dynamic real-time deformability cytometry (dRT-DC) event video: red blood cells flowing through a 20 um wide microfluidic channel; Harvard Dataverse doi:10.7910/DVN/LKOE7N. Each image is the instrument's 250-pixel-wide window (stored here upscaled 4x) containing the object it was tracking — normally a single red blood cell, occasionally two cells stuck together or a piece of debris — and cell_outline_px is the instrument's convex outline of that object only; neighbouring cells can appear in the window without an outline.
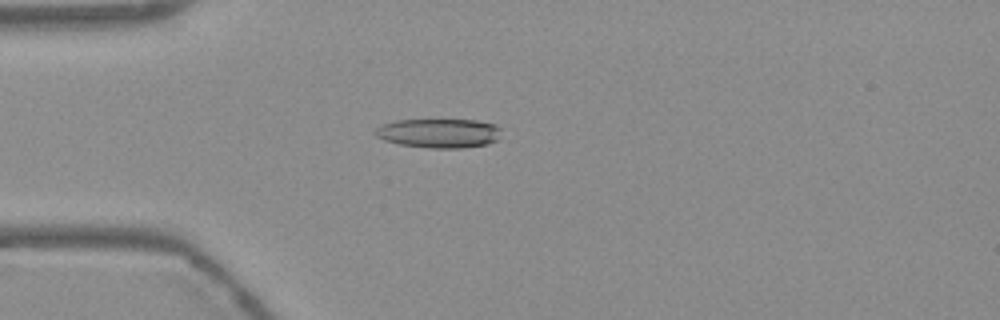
{"species": "Egyptian fruit bat (a non-hibernating species)", "species_latin": "Rousettus aegyptiacus", "temperature_condition": "warm", "stored_images_in_passage": 54, "camera_frame_rate_fps": 3000, "um_per_image_px": 0.085, "frame": {"image": 1, "passage_image": 15, "time_ms": 4.667, "image_size_px": [1000, 320], "cell_outline_px": [[500, 128], [496, 140], [488, 144], [464, 148], [432, 148], [400, 144], [384, 140], [376, 136], [372, 132], [380, 124], [396, 120], [476, 120], [496, 124]], "centroid_in_image_um": [37.27, 11.31], "position_along_channel_um": 47.7, "area_um2": 21.5}}
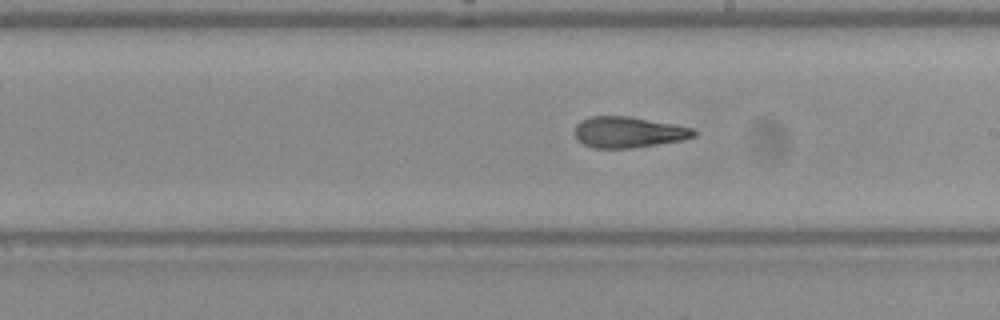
{"frame": {"image": 2, "passage_image": 31, "time_ms": 10.0, "image_size_px": [1000, 320], "cell_outline_px": [[696, 136], [680, 140], [632, 148], [592, 148], [584, 144], [576, 136], [576, 124], [580, 120], [592, 116], [628, 116], [696, 128]], "centroid_in_image_um": [53.43, 11.23], "position_along_channel_um": 235.6, "area_um2": 21.33}}
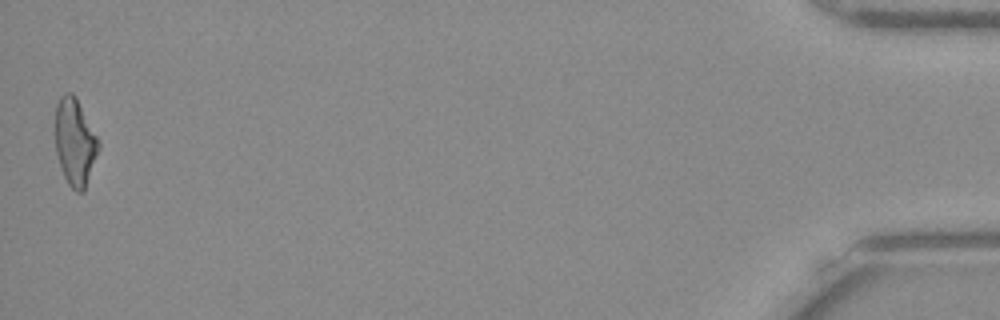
{"frame": {"image": 3, "passage_image": 54, "time_ms": 17.667, "image_size_px": [1000, 320], "cell_outline_px": [[100, 148], [84, 192], [76, 192], [68, 184], [64, 176], [56, 152], [56, 104], [60, 96], [64, 92], [72, 92], [76, 96], [100, 144]], "centroid_in_image_um": [6.37, 12.08], "position_along_channel_um": 428.8, "area_um2": 21.85}, "authors_computed_cell_mechanics": {"area_um2": 21.964, "velocity_mm_per_s": 3.7769, "shape_relaxation_time_tau1_ms": null, "shape_relaxation_time_tau2_ms": 2.8663, "deformation_change_tau1": null, "deformation_change_tau2": 0.1286}}